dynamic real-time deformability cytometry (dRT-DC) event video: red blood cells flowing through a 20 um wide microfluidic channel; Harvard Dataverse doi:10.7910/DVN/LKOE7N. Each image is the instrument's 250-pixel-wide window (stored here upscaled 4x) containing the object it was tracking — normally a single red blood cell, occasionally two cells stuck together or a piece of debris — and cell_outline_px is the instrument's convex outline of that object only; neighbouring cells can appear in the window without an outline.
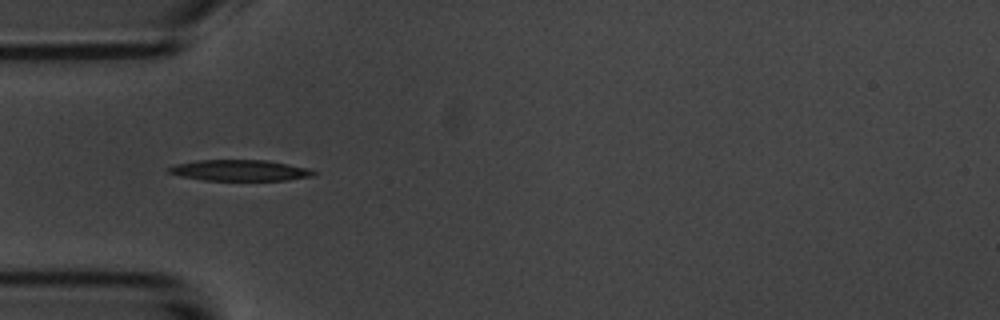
{"species": "common noctule bat (a hibernating species)", "species_latin": "Nyctalus noctula", "temperature_condition": "room temperature", "stored_images_in_passage": 8, "camera_frame_rate_fps": 3000, "um_per_image_px": 0.085, "animal": {"sex": "male", "body_mass_g": 20.1, "forearm_length_mm": 53.5}, "frame": {"image": 1, "passage_image": 4, "time_ms": 3.667, "image_size_px": [1000, 320], "cell_outline_px": [[316, 176], [288, 180], [204, 180], [180, 176], [168, 172], [168, 168], [176, 164], [196, 160], [268, 160], [308, 168], [316, 172]], "centroid_in_image_um": [20.42, 14.48], "position_along_channel_um": 64.6, "area_um2": 17.74}}
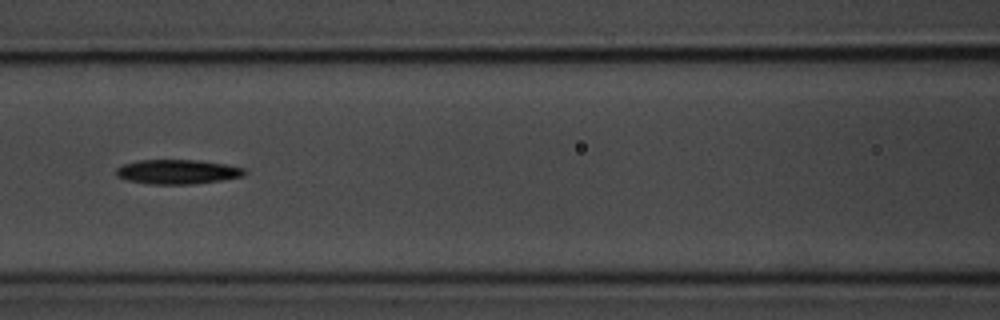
{"frame": {"image": 2, "passage_image": 6, "time_ms": 6.0, "image_size_px": [1000, 320], "cell_outline_px": [[248, 172], [244, 176], [220, 180], [192, 184], [152, 184], [128, 180], [116, 176], [116, 168], [124, 164], [136, 160], [200, 160], [228, 164], [244, 168]], "centroid_in_image_um": [15.12, 14.59], "position_along_channel_um": 151.5, "area_um2": 18.38}}
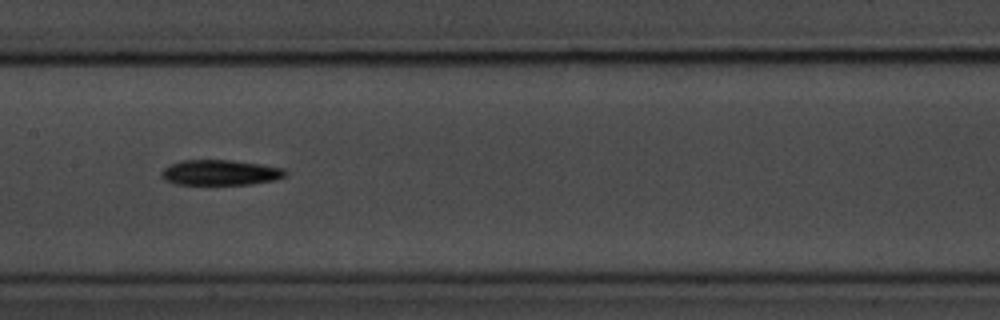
{"frame": {"image": 3, "passage_image": 7, "time_ms": 7.0, "image_size_px": [1000, 320], "cell_outline_px": [[288, 176], [276, 180], [252, 184], [176, 184], [164, 180], [160, 176], [160, 172], [164, 168], [172, 164], [184, 160], [232, 160], [260, 164], [284, 168], [288, 172]], "centroid_in_image_um": [18.77, 14.67], "position_along_channel_um": 188.6, "area_um2": 18.44}}